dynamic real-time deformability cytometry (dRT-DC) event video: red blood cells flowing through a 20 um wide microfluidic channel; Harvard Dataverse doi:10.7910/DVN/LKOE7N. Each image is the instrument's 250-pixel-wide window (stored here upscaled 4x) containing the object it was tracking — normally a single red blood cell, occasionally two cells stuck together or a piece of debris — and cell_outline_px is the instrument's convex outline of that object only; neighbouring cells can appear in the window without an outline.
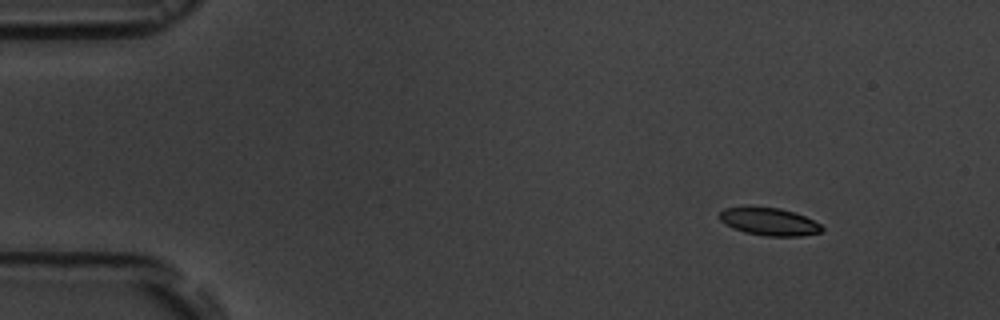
{"species": "common noctule bat (a hibernating species)", "species_latin": "Nyctalus noctula", "temperature_condition": "room temperature", "stored_images_in_passage": 5, "camera_frame_rate_fps": 3000, "um_per_image_px": 0.085, "animal": {"sex": "male", "body_mass_g": 19.5, "forearm_length_mm": 54.6}, "frame": {"image": 1, "passage_image": 2, "time_ms": 1.0, "image_size_px": [1000, 320], "cell_outline_px": [[824, 228], [820, 232], [800, 236], [764, 236], [744, 232], [732, 228], [724, 224], [720, 220], [720, 212], [724, 208], [744, 204], [780, 208], [796, 212], [820, 224]], "centroid_in_image_um": [65.31, 18.8], "position_along_channel_um": 19.7, "area_um2": 17.05}}
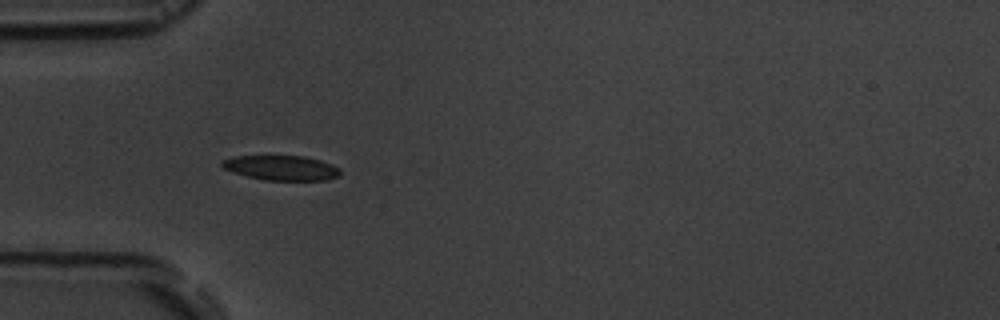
{"frame": {"image": 2, "passage_image": 5, "time_ms": 4.667, "image_size_px": [1000, 320], "cell_outline_px": [[340, 176], [324, 180], [264, 180], [232, 172], [224, 168], [220, 164], [220, 160], [232, 156], [304, 156], [320, 160], [332, 164], [340, 168]], "centroid_in_image_um": [23.9, 14.26], "position_along_channel_um": 61.1, "area_um2": 17.17}}